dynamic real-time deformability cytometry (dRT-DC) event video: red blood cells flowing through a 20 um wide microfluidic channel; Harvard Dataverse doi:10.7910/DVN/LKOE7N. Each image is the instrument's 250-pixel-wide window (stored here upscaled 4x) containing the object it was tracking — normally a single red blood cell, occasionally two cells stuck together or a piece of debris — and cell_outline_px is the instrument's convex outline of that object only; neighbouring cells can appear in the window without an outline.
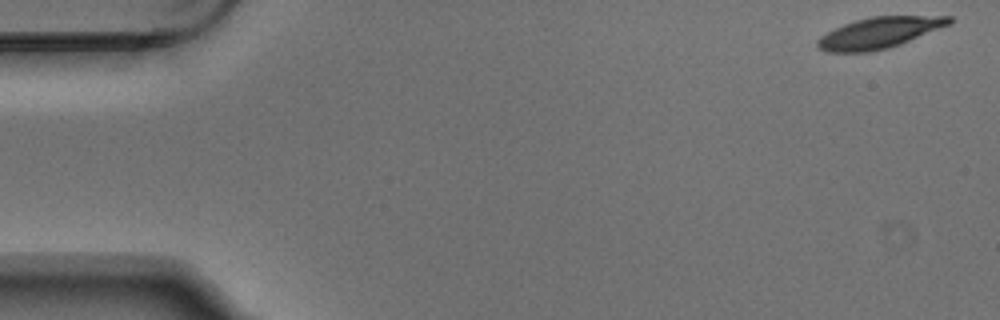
{"species": "Egyptian fruit bat (a non-hibernating species)", "species_latin": "Rousettus aegyptiacus", "temperature_condition": "warm", "stored_images_in_passage": 5, "camera_frame_rate_fps": 3000, "um_per_image_px": 0.085, "animal": {"sex": "male"}, "frame": {"image": 1, "passage_image": 1, "time_ms": 0.0, "image_size_px": [1000, 320], "cell_outline_px": [[952, 24], [900, 44], [888, 48], [868, 52], [824, 52], [816, 48], [816, 40], [820, 36], [844, 24], [856, 20], [872, 16], [952, 16]], "centroid_in_image_um": [74.72, 2.79], "position_along_channel_um": 10.3, "area_um2": 23.87}}
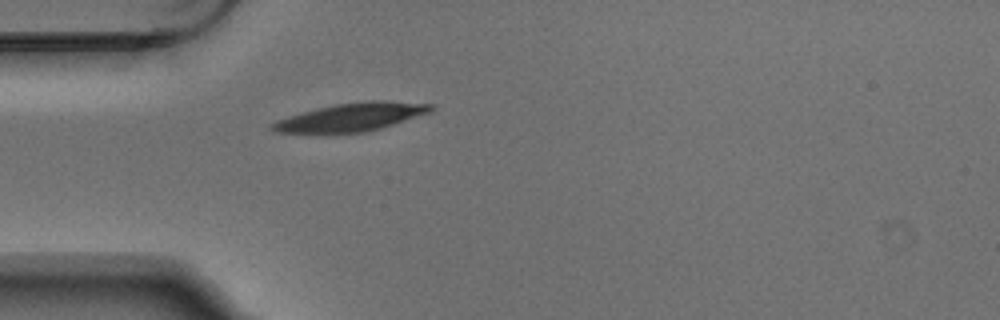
{"frame": {"image": 2, "passage_image": 5, "time_ms": 1.333, "image_size_px": [1000, 320], "cell_outline_px": [[436, 108], [432, 112], [380, 128], [364, 132], [276, 132], [268, 128], [268, 124], [276, 120], [288, 116], [316, 108], [336, 104], [364, 100], [384, 100], [436, 104]], "centroid_in_image_um": [29.9, 9.92], "position_along_channel_um": 55.1, "area_um2": 26.07}}